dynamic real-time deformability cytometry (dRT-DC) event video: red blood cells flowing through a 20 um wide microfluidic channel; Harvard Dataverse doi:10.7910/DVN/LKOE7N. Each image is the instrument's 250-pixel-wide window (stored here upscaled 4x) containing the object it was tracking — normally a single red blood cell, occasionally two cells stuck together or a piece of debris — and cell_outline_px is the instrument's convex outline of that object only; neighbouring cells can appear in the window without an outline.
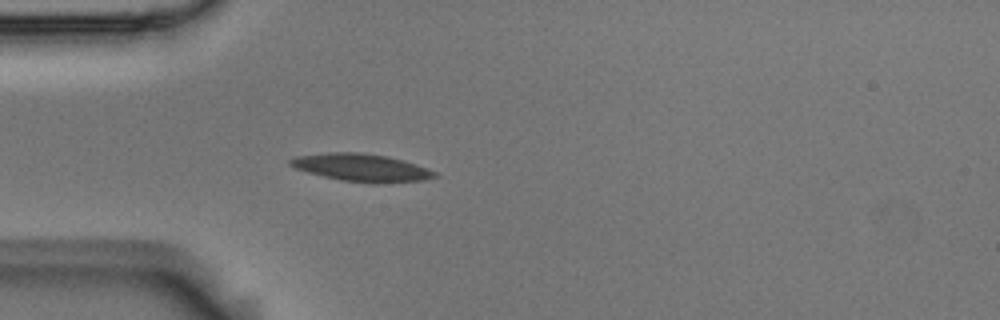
{"species": "Egyptian fruit bat (a non-hibernating species)", "species_latin": "Rousettus aegyptiacus", "temperature_condition": "room temperature", "stored_images_in_passage": 5, "camera_frame_rate_fps": 3000, "um_per_image_px": 0.085, "animal": {"sex": "male"}, "frame": {"image": 1, "passage_image": 5, "time_ms": 1.333, "image_size_px": [1000, 320], "cell_outline_px": [[440, 176], [424, 180], [376, 184], [372, 184], [340, 180], [308, 172], [296, 168], [288, 164], [288, 160], [296, 156], [328, 152], [360, 152], [388, 156], [404, 160], [428, 168], [436, 172]], "centroid_in_image_um": [30.76, 14.25], "position_along_channel_um": 54.2, "area_um2": 23.52}}